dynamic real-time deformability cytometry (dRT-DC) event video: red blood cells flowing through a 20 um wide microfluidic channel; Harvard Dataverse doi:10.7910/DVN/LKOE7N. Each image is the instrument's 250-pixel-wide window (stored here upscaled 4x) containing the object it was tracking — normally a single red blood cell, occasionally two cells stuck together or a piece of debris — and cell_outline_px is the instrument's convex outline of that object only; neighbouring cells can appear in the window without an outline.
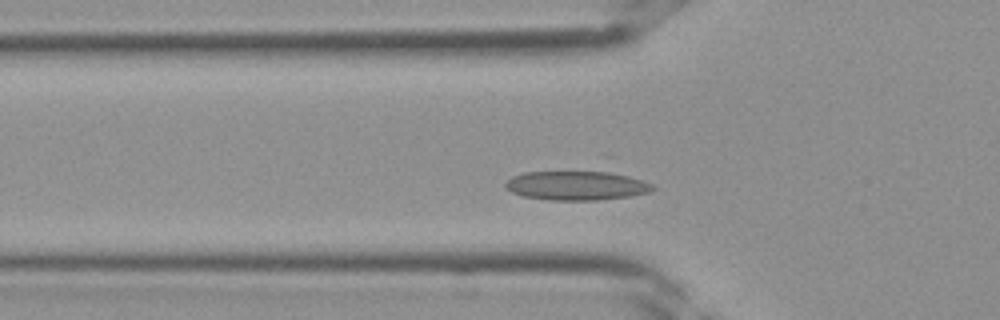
{"species": "Egyptian fruit bat (a non-hibernating species)", "species_latin": "Rousettus aegyptiacus", "temperature_condition": "room temperature", "stored_images_in_passage": 33, "camera_frame_rate_fps": 3000, "um_per_image_px": 0.085, "frame": {"image": 1, "passage_image": 7, "time_ms": 2.0, "image_size_px": [1000, 320], "cell_outline_px": [[656, 188], [648, 192], [628, 196], [596, 200], [548, 200], [524, 196], [512, 192], [504, 188], [504, 184], [512, 176], [524, 172], [604, 168], [652, 184]], "centroid_in_image_um": [48.99, 15.71], "position_along_channel_um": 76.8, "area_um2": 26.13}}
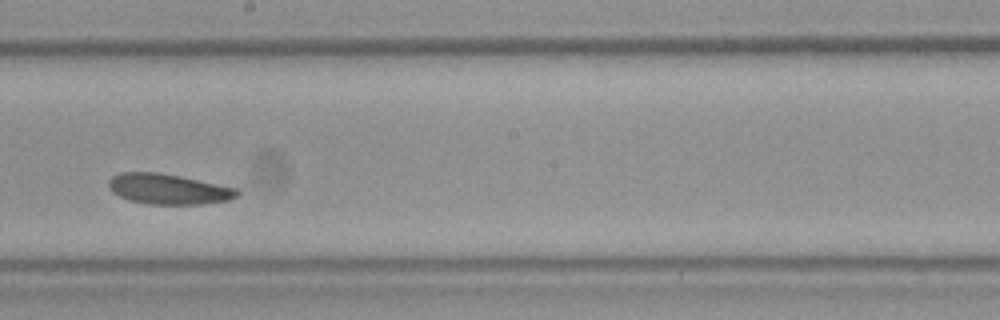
{"frame": {"image": 2, "passage_image": 16, "time_ms": 5.0, "image_size_px": [1000, 320], "cell_outline_px": [[240, 192], [236, 196], [228, 200], [204, 204], [148, 204], [128, 200], [112, 192], [108, 184], [108, 180], [112, 176], [120, 172], [156, 172], [180, 176], [236, 188]], "centroid_in_image_um": [14.27, 16.07], "position_along_channel_um": 233.9, "area_um2": 22.66}}
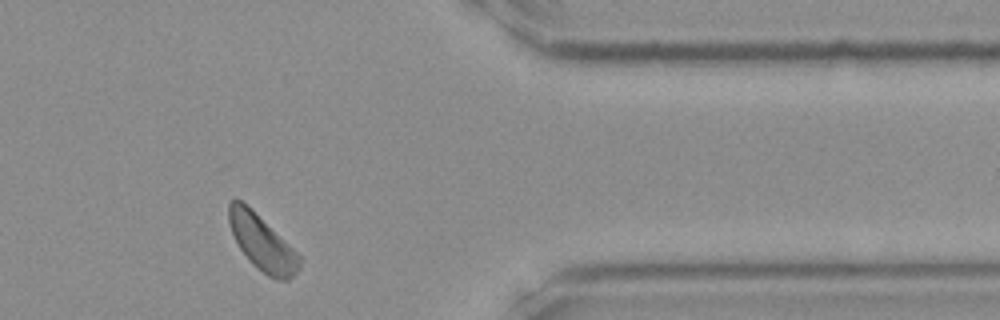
{"frame": {"image": 3, "passage_image": 26, "time_ms": 8.333, "image_size_px": [1000, 320], "cell_outline_px": [[300, 268], [288, 280], [276, 280], [268, 276], [256, 268], [240, 248], [232, 232], [228, 220], [228, 204], [232, 200], [240, 200], [252, 208], [300, 256]], "centroid_in_image_um": [22.27, 20.64], "position_along_channel_um": 389.1, "area_um2": 22.37}}